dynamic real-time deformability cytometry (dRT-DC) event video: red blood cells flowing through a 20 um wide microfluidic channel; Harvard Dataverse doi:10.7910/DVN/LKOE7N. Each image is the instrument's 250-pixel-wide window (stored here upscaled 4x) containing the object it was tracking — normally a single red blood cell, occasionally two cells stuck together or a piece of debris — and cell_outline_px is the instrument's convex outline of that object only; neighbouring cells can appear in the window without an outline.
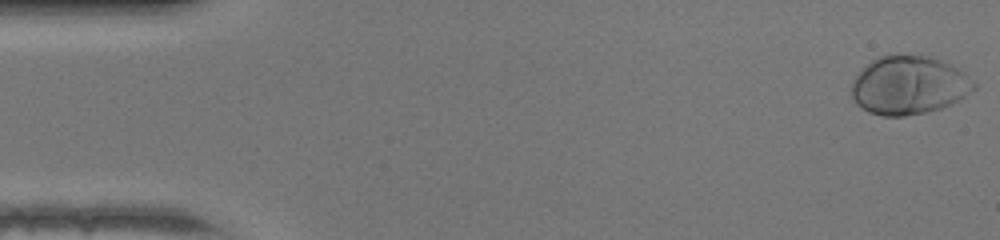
{"species": "human", "species_latin": "Homo sapiens", "temperature_condition": "warm", "stored_images_in_passage": 47, "camera_frame_rate_fps": 3000, "um_per_image_px": 0.085, "donor": {"sex": "female"}, "frame": {"image": 1, "passage_image": 1, "time_ms": 0.0, "image_size_px": [1000, 240], "cell_outline_px": [[976, 88], [952, 104], [940, 108], [924, 112], [904, 116], [884, 116], [868, 112], [860, 108], [856, 104], [852, 96], [852, 80], [872, 60], [880, 56], [928, 56], [952, 64], [976, 84]], "centroid_in_image_um": [77.24, 7.27], "position_along_channel_um": 7.8, "area_um2": 41.15}}
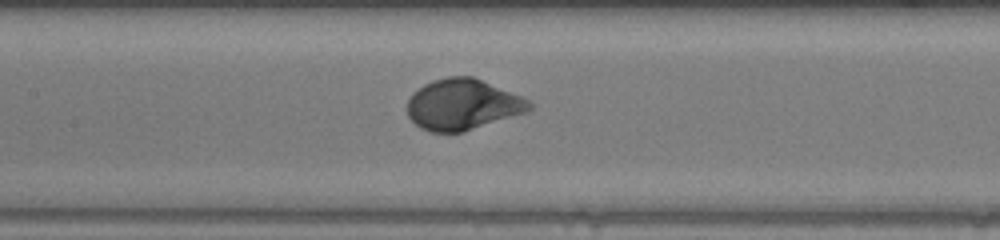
{"frame": {"image": 2, "passage_image": 22, "time_ms": 7.0, "image_size_px": [1000, 240], "cell_outline_px": [[532, 108], [528, 112], [464, 132], [432, 132], [420, 128], [408, 116], [408, 100], [412, 92], [424, 84], [432, 80], [448, 76], [472, 76], [520, 96], [528, 100], [532, 104]], "centroid_in_image_um": [39.32, 8.89], "position_along_channel_um": 168.1, "area_um2": 36.18}}
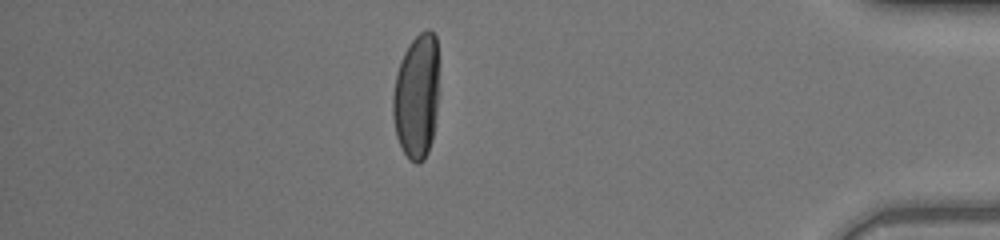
{"frame": {"image": 3, "passage_image": 41, "time_ms": 13.333, "image_size_px": [1000, 240], "cell_outline_px": [[436, 112], [432, 140], [428, 152], [424, 160], [420, 164], [416, 164], [408, 160], [396, 136], [392, 116], [392, 96], [396, 72], [400, 60], [408, 44], [420, 32], [428, 28], [436, 36]], "centroid_in_image_um": [35.36, 8.23], "position_along_channel_um": 399.8, "area_um2": 33.41}, "authors_computed_cell_mechanics": {"area_um2": 36.125, "velocity_mm_per_s": 4.3454, "shape_relaxation_time_tau1_ms": 2.5257, "shape_relaxation_time_tau2_ms": null, "deformation_change_tau1": 0.1833, "deformation_change_tau2": null}}